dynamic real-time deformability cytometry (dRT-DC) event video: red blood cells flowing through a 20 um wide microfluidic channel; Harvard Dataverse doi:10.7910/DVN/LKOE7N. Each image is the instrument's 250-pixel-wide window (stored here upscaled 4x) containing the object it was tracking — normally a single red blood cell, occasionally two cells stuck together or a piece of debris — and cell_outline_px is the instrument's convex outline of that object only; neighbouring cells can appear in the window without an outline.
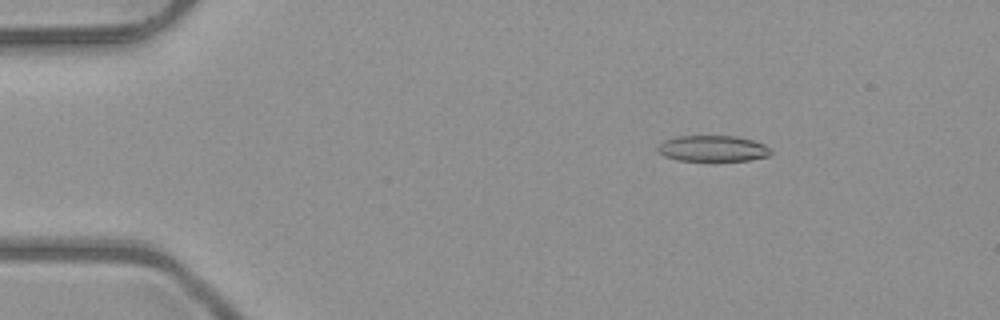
{"species": "common noctule bat (a hibernating species)", "species_latin": "Nyctalus noctula", "temperature_condition": "room temperature", "stored_images_in_passage": 51, "camera_frame_rate_fps": 3000, "um_per_image_px": 0.085, "animal": {"sex": "male", "body_mass_g": 23.1, "forearm_length_mm": 52.7}, "frame": {"image": 1, "passage_image": 8, "time_ms": 2.333, "image_size_px": [1000, 320], "cell_outline_px": [[772, 152], [768, 156], [752, 160], [676, 160], [664, 156], [656, 148], [664, 140], [676, 136], [736, 136], [752, 140], [764, 144], [772, 148]], "centroid_in_image_um": [60.61, 12.62], "position_along_channel_um": 24.4, "area_um2": 17.11}}
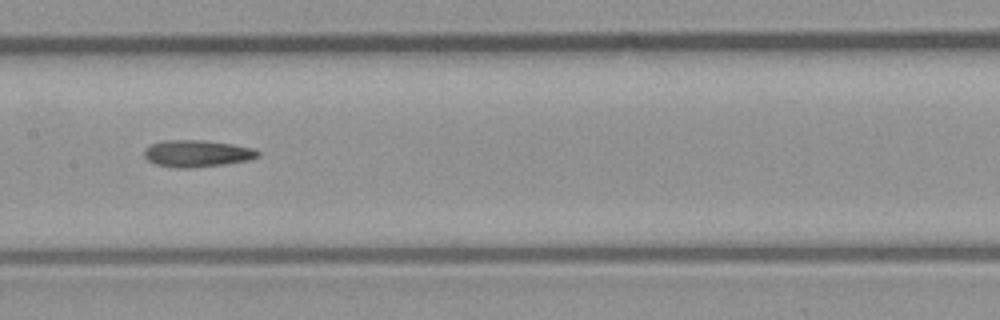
{"frame": {"image": 2, "passage_image": 26, "time_ms": 8.333, "image_size_px": [1000, 320], "cell_outline_px": [[260, 156], [252, 160], [224, 164], [188, 168], [176, 168], [156, 164], [148, 160], [144, 156], [144, 148], [152, 144], [164, 140], [204, 140], [232, 144], [252, 148], [260, 152]], "centroid_in_image_um": [16.76, 13.05], "position_along_channel_um": 190.6, "area_um2": 17.86}}
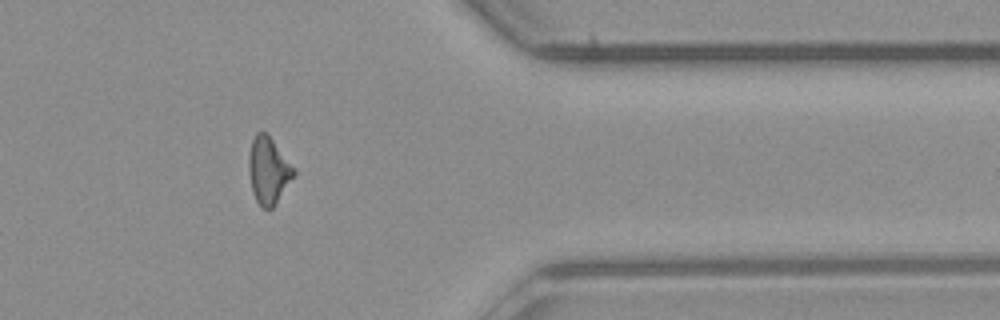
{"frame": {"image": 3, "passage_image": 42, "time_ms": 13.667, "image_size_px": [1000, 320], "cell_outline_px": [[296, 172], [276, 204], [272, 208], [264, 208], [256, 200], [252, 192], [248, 172], [248, 156], [252, 140], [256, 132], [264, 132], [272, 140]], "centroid_in_image_um": [22.77, 14.51], "position_along_channel_um": 388.6, "area_um2": 17.11}}